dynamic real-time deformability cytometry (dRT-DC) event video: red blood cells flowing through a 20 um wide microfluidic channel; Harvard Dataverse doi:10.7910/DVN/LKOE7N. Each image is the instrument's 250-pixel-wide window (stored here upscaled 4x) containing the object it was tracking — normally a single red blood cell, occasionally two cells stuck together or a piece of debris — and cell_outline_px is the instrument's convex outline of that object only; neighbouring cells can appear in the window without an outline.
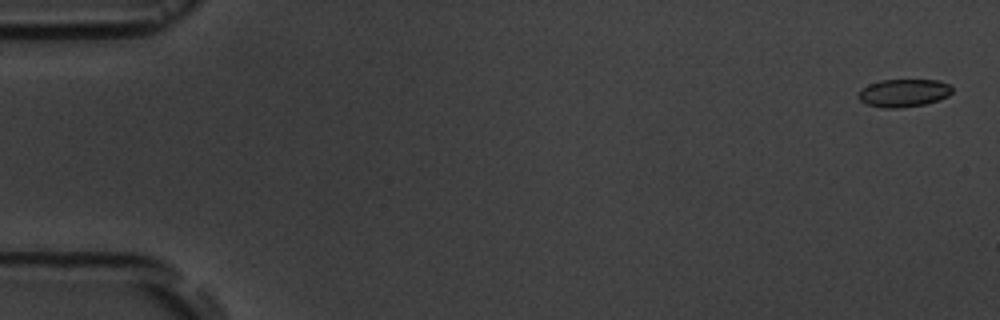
{"species": "common noctule bat (a hibernating species)", "species_latin": "Nyctalus noctula", "temperature_condition": "room temperature", "stored_images_in_passage": 8, "camera_frame_rate_fps": 3000, "um_per_image_px": 0.085, "animal": {"sex": "male", "body_mass_g": 19.5, "forearm_length_mm": 54.6}, "frame": {"image": 1, "passage_image": 1, "time_ms": 0.0, "image_size_px": [1000, 320], "cell_outline_px": [[952, 92], [948, 96], [924, 104], [900, 108], [884, 108], [868, 104], [860, 100], [856, 96], [860, 88], [868, 84], [880, 80], [936, 80], [948, 84], [952, 88]], "centroid_in_image_um": [76.76, 7.89], "position_along_channel_um": 8.2, "area_um2": 15.2}}
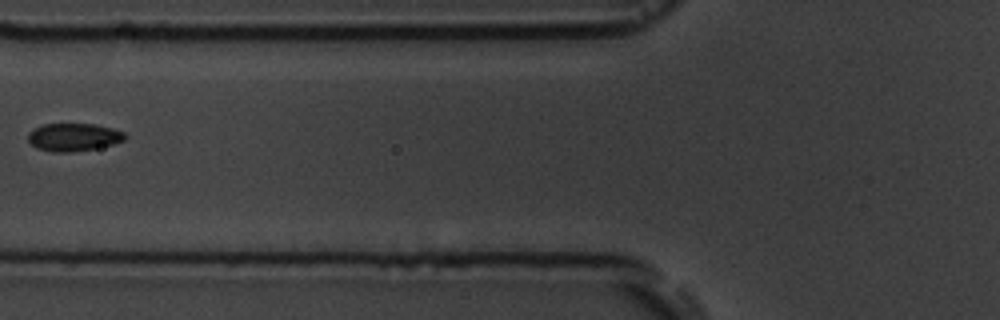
{"frame": {"image": 2, "passage_image": 7, "time_ms": 7.0, "image_size_px": [1000, 320], "cell_outline_px": [[128, 136], [124, 140], [112, 144], [72, 152], [52, 152], [36, 148], [28, 140], [28, 132], [32, 128], [44, 124], [96, 124], [112, 128], [124, 132]], "centroid_in_image_um": [6.23, 11.64], "position_along_channel_um": 119.6, "area_um2": 15.72}}
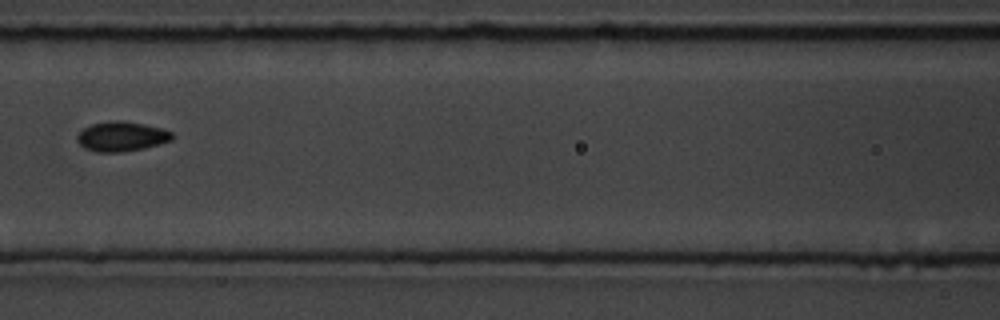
{"frame": {"image": 3, "passage_image": 8, "time_ms": 8.0, "image_size_px": [1000, 320], "cell_outline_px": [[172, 140], [160, 144], [144, 148], [120, 152], [96, 152], [84, 148], [76, 140], [76, 136], [84, 128], [92, 124], [112, 120], [124, 120], [144, 124], [160, 128], [172, 132]], "centroid_in_image_um": [10.31, 11.59], "position_along_channel_um": 156.3, "area_um2": 16.47}}